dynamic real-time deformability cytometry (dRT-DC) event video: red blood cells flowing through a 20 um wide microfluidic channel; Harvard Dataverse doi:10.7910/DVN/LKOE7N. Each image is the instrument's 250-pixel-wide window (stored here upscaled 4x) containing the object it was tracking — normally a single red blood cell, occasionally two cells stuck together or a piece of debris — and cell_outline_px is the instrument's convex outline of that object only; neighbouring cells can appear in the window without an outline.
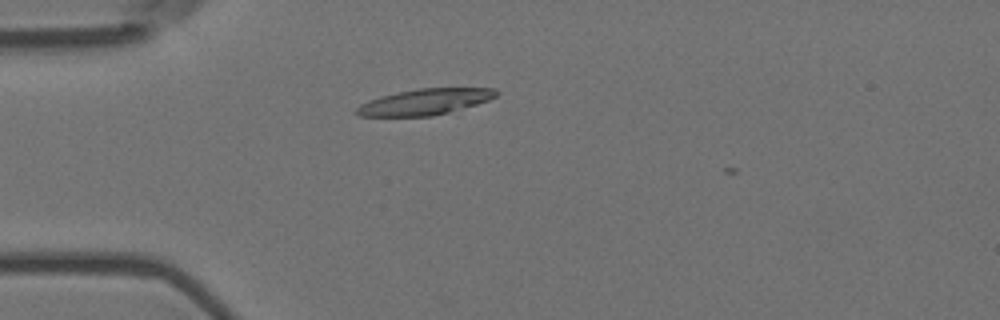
{"species": "Egyptian fruit bat (a non-hibernating species)", "species_latin": "Rousettus aegyptiacus", "temperature_condition": "room temperature", "stored_images_in_passage": 6, "camera_frame_rate_fps": 3000, "um_per_image_px": 0.085, "animal": {"sex": "female"}, "frame": {"image": 1, "passage_image": 5, "time_ms": 1.333, "image_size_px": [1000, 320], "cell_outline_px": [[500, 92], [496, 96], [488, 100], [476, 104], [448, 112], [432, 116], [360, 116], [352, 112], [360, 104], [368, 100], [380, 96], [420, 88], [496, 88]], "centroid_in_image_um": [36.09, 8.65], "position_along_channel_um": 48.9, "area_um2": 21.04}}